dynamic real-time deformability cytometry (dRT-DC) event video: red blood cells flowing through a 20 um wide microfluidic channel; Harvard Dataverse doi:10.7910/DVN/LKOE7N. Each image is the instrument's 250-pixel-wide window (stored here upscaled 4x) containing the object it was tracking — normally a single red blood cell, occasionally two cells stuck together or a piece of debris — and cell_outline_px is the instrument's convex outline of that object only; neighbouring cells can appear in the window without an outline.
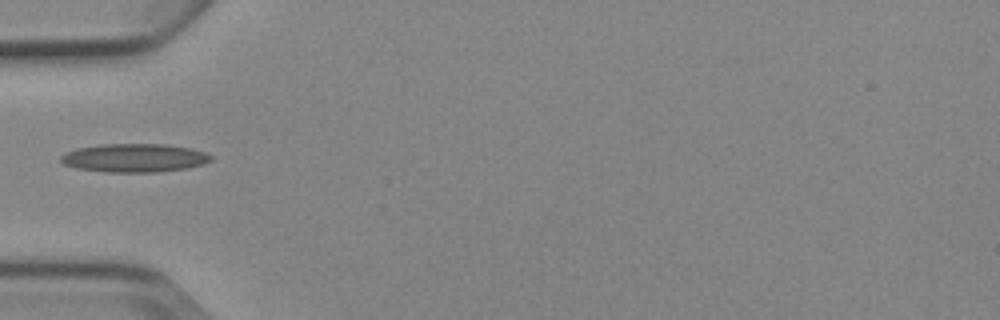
{"species": "Egyptian fruit bat (a non-hibernating species)", "species_latin": "Rousettus aegyptiacus", "temperature_condition": "cold", "stored_images_in_passage": 5, "camera_frame_rate_fps": 3000, "um_per_image_px": 0.085, "animal": {"sex": "female"}, "frame": {"image": 1, "passage_image": 4, "time_ms": 3.667, "image_size_px": [1000, 320], "cell_outline_px": [[212, 160], [200, 164], [184, 168], [156, 172], [104, 172], [76, 168], [64, 164], [60, 160], [60, 156], [64, 152], [76, 148], [100, 144], [164, 144], [188, 148], [204, 152], [212, 156]], "centroid_in_image_um": [11.34, 13.42], "position_along_channel_um": 73.7, "area_um2": 24.8}}
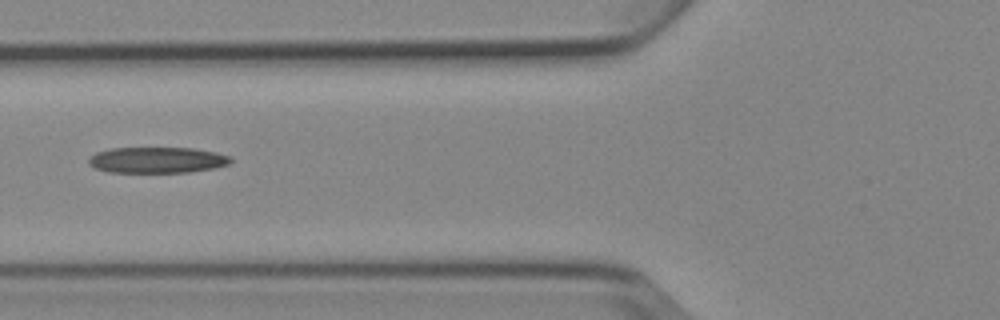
{"frame": {"image": 2, "passage_image": 5, "time_ms": 4.667, "image_size_px": [1000, 320], "cell_outline_px": [[232, 164], [216, 168], [192, 172], [108, 172], [96, 168], [88, 164], [88, 160], [96, 152], [112, 148], [192, 148], [216, 152], [232, 156]], "centroid_in_image_um": [13.43, 13.6], "position_along_channel_um": 112.4, "area_um2": 21.68}}